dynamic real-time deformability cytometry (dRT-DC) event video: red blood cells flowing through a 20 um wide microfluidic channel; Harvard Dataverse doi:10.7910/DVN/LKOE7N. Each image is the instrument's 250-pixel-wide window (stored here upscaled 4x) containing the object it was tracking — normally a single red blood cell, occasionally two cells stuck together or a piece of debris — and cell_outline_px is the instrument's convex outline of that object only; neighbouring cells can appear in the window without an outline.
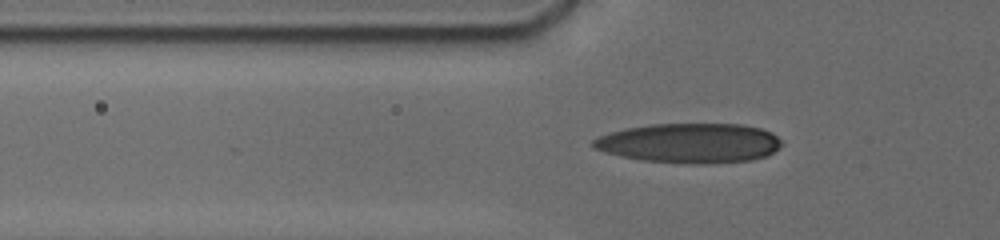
{"species": "human", "species_latin": "Homo sapiens", "temperature_condition": "cold", "stored_images_in_passage": 31, "camera_frame_rate_fps": 3000, "um_per_image_px": 0.085, "donor": {"sex": "male"}, "frame": {"image": 1, "passage_image": 7, "time_ms": 1.0, "image_size_px": [1000, 240], "cell_outline_px": [[780, 144], [768, 156], [752, 160], [708, 164], [688, 164], [644, 160], [620, 156], [604, 152], [596, 148], [592, 144], [592, 140], [596, 136], [624, 128], [652, 124], [740, 124], [760, 128], [772, 132], [780, 140]], "centroid_in_image_um": [58.6, 12.16], "position_along_channel_um": 67.2, "area_um2": 43.7}}
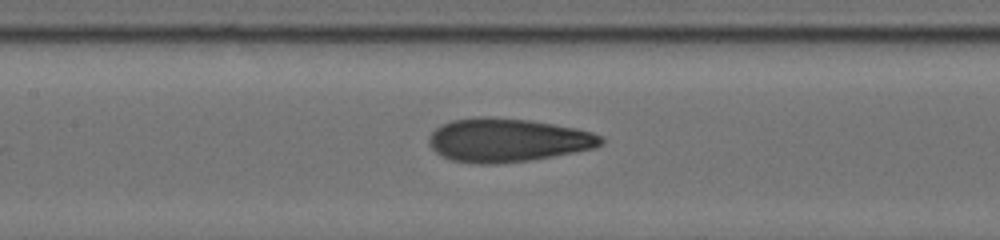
{"frame": {"image": 2, "passage_image": 16, "time_ms": 3.667, "image_size_px": [1000, 240], "cell_outline_px": [[604, 140], [600, 144], [592, 148], [532, 160], [496, 164], [480, 164], [452, 160], [436, 152], [432, 148], [428, 140], [428, 136], [436, 128], [452, 120], [528, 120], [576, 128], [592, 132], [600, 136]], "centroid_in_image_um": [43.15, 11.96], "position_along_channel_um": 164.2, "area_um2": 42.08}}
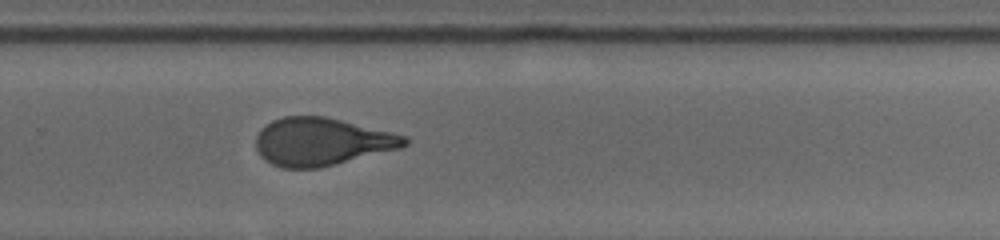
{"frame": {"image": 3, "passage_image": 31, "time_ms": 7.333, "image_size_px": [1000, 240], "cell_outline_px": [[408, 144], [400, 148], [316, 168], [284, 168], [272, 164], [264, 160], [260, 156], [256, 148], [256, 136], [260, 128], [264, 124], [272, 120], [284, 116], [328, 116], [404, 136], [408, 140]], "centroid_in_image_um": [27.26, 12.03], "position_along_channel_um": 302.5, "area_um2": 41.1}}